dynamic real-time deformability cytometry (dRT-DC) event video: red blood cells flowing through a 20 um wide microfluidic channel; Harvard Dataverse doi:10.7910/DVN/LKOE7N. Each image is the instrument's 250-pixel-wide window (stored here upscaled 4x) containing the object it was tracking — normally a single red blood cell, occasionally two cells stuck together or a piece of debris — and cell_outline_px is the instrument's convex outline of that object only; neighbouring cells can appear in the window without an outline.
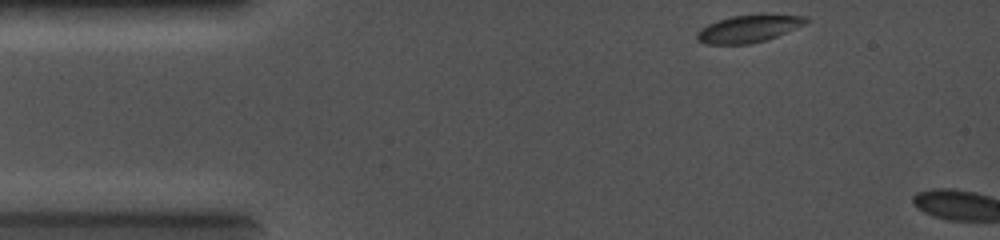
{"species": "common noctule bat (a hibernating species)", "species_latin": "Nyctalus noctula", "temperature_condition": "cold", "stored_images_in_passage": 8, "camera_frame_rate_fps": 5000, "um_per_image_px": 0.085, "animal": {"sex": "female", "body_mass_g": 19.0, "forearm_length_mm": 56.7}, "frame": {"image": 1, "passage_image": 1, "time_ms": 0.0, "image_size_px": [1000, 240], "cell_outline_px": [[812, 20], [804, 24], [776, 36], [764, 40], [748, 44], [704, 44], [696, 40], [696, 32], [700, 28], [708, 24], [732, 16], [756, 12], [764, 12], [808, 16]], "centroid_in_image_um": [63.66, 2.39], "position_along_channel_um": 21.3, "area_um2": 17.98}}